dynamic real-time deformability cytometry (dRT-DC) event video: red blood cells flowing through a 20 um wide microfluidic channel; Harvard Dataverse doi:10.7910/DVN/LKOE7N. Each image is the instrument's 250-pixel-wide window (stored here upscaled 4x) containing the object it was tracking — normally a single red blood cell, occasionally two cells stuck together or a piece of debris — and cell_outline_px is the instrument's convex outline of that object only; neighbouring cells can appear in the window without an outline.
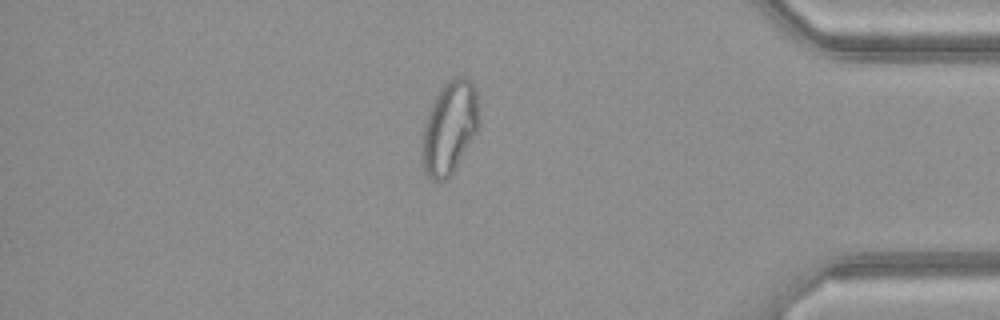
{"species": "common noctule bat (a hibernating species)", "species_latin": "Nyctalus noctula", "temperature_condition": "warm", "stored_images_in_passage": 44, "camera_frame_rate_fps": 3000, "um_per_image_px": 0.085, "animal": {"sex": "female", "body_mass_g": 21.9}, "frame": {"image": 1, "passage_image": 38, "time_ms": 12.333, "image_size_px": [1000, 320], "cell_outline_px": [[480, 124], [476, 132], [452, 176], [444, 180], [432, 180], [424, 172], [420, 148], [424, 124], [428, 112], [440, 88], [452, 76], [464, 76], [472, 80], [476, 92], [480, 120]], "centroid_in_image_um": [38.21, 10.85], "position_along_channel_um": 397.0, "area_um2": 31.33}}